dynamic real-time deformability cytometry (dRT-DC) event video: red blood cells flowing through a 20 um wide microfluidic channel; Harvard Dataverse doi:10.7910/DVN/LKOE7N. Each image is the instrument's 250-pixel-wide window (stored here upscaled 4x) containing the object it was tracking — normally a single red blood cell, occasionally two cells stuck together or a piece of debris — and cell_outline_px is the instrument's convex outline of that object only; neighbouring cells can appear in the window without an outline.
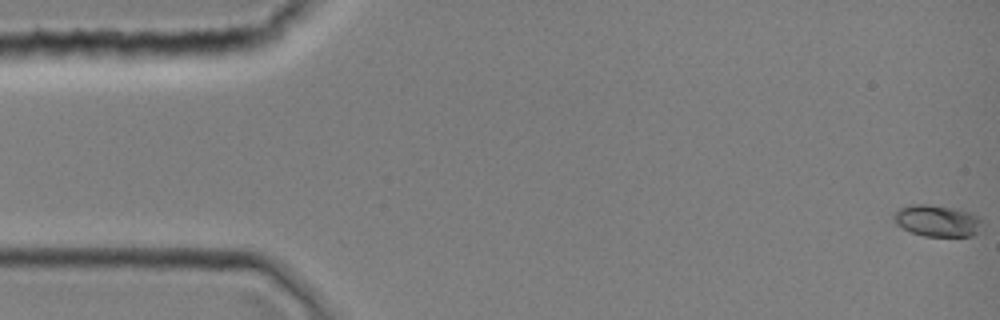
{"species": "common noctule bat (a hibernating species)", "species_latin": "Nyctalus noctula", "temperature_condition": "room temperature", "stored_images_in_passage": 1, "camera_frame_rate_fps": 3000, "um_per_image_px": 0.085, "animal": {"sex": "female", "body_mass_g": 19.0, "forearm_length_mm": 51.5}, "frame": {"image": 1, "passage_image": 1, "time_ms": 0.0, "image_size_px": [1000, 320], "cell_outline_px": [[980, 232], [972, 236], [924, 236], [912, 232], [896, 224], [892, 216], [892, 212], [908, 204], [928, 204], [956, 208], [972, 212], [980, 216]], "centroid_in_image_um": [79.66, 18.74], "position_along_channel_um": 5.3, "area_um2": 16.53}}